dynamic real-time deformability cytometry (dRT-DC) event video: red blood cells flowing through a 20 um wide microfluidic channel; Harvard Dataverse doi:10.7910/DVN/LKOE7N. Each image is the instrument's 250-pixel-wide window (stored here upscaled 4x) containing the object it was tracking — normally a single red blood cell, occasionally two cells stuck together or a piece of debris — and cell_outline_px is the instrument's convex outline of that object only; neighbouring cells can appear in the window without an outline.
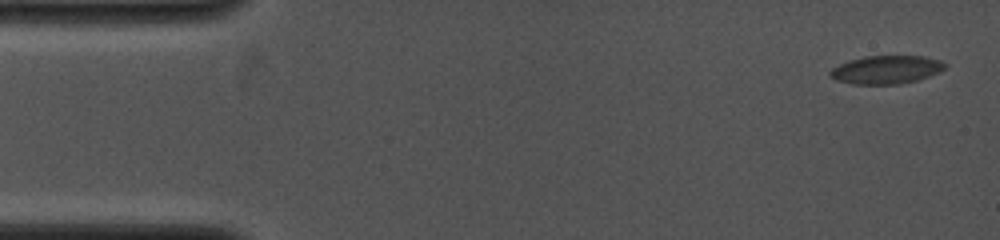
{"species": "common noctule bat (a hibernating species)", "species_latin": "Nyctalus noctula", "temperature_condition": "cold", "stored_images_in_passage": 52, "camera_frame_rate_fps": 4000, "um_per_image_px": 0.085, "animal": {"sex": "female", "body_mass_g": 19.0, "forearm_length_mm": 53.3}, "frame": {"image": 1, "passage_image": 1, "time_ms": 0.0, "image_size_px": [1000, 240], "cell_outline_px": [[948, 64], [940, 72], [916, 80], [900, 84], [852, 84], [836, 80], [828, 76], [828, 72], [832, 68], [848, 60], [864, 56], [924, 56], [940, 60]], "centroid_in_image_um": [75.31, 5.92], "position_along_channel_um": 9.7, "area_um2": 19.02}}
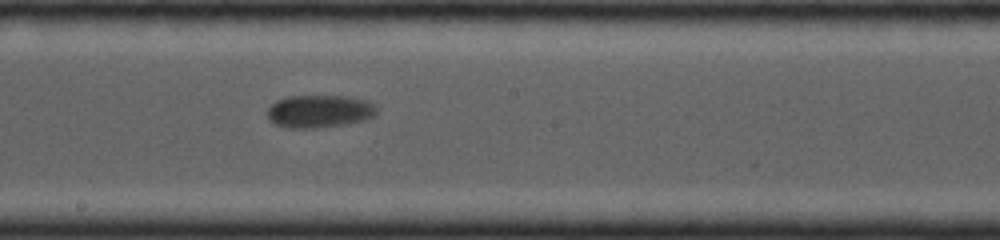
{"frame": {"image": 2, "passage_image": 29, "time_ms": 8.0, "image_size_px": [1000, 240], "cell_outline_px": [[376, 116], [364, 120], [348, 124], [316, 128], [288, 128], [276, 124], [268, 120], [268, 108], [276, 100], [288, 96], [348, 96], [364, 100], [372, 104], [376, 108]], "centroid_in_image_um": [27.14, 9.47], "position_along_channel_um": 221.1, "area_um2": 20.92}}
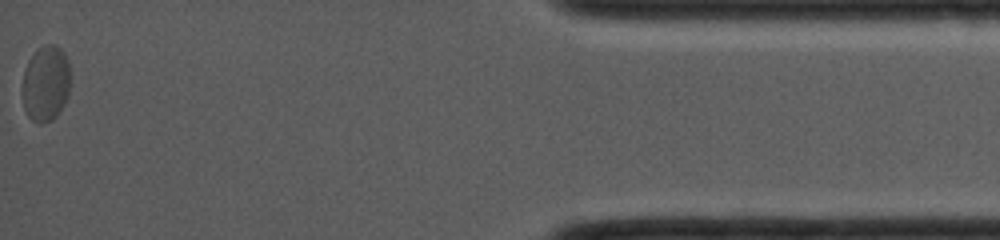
{"frame": {"image": 3, "passage_image": 52, "time_ms": 14.75, "image_size_px": [1000, 240], "cell_outline_px": [[68, 96], [60, 112], [52, 120], [40, 124], [32, 120], [28, 116], [24, 108], [20, 92], [20, 88], [24, 72], [28, 60], [44, 44], [56, 44], [64, 52], [68, 60]], "centroid_in_image_um": [3.85, 7.12], "position_along_channel_um": 431.4, "area_um2": 21.44}}